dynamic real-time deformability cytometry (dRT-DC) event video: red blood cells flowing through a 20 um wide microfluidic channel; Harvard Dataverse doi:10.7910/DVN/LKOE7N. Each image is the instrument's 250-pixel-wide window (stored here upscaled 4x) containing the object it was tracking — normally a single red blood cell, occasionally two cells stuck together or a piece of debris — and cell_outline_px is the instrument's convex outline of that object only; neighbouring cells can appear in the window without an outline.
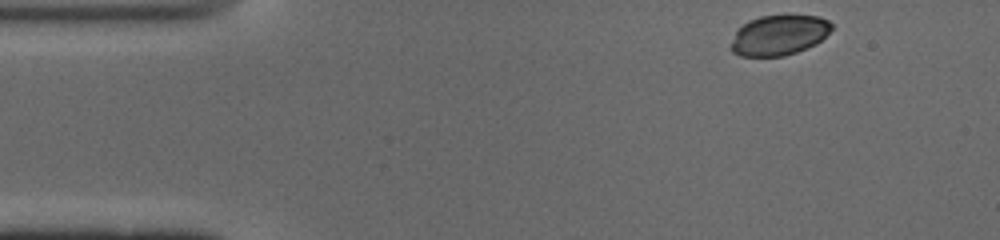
{"species": "common noctule bat (a hibernating species)", "species_latin": "Nyctalus noctula", "temperature_condition": "cold", "stored_images_in_passage": 46, "camera_frame_rate_fps": 3000, "um_per_image_px": 0.085, "animal": {"sex": "male", "body_mass_g": 19.0, "forearm_length_mm": 50.8}, "frame": {"image": 1, "passage_image": 1, "time_ms": 0.0, "image_size_px": [1000, 240], "cell_outline_px": [[832, 28], [816, 44], [796, 52], [784, 56], [740, 56], [732, 52], [732, 40], [736, 28], [748, 20], [760, 16], [788, 12], [820, 16], [828, 20], [832, 24]], "centroid_in_image_um": [66.21, 2.92], "position_along_channel_um": 18.8, "area_um2": 24.33}}
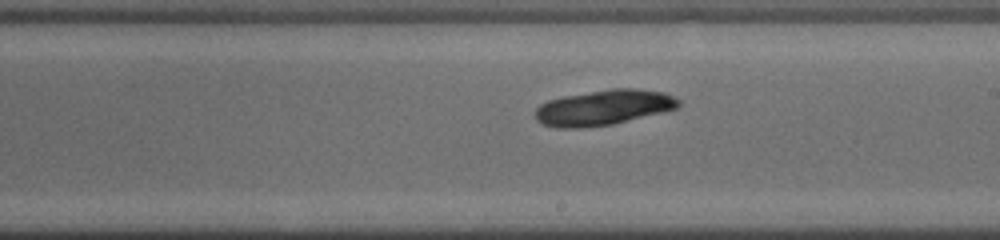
{"frame": {"image": 2, "passage_image": 24, "time_ms": 7.667, "image_size_px": [1000, 240], "cell_outline_px": [[680, 104], [676, 108], [612, 124], [580, 128], [560, 128], [544, 124], [536, 120], [536, 108], [540, 104], [548, 100], [564, 96], [612, 88], [636, 88], [664, 92], [680, 100]], "centroid_in_image_um": [51.29, 9.13], "position_along_channel_um": 237.7, "area_um2": 29.19}}
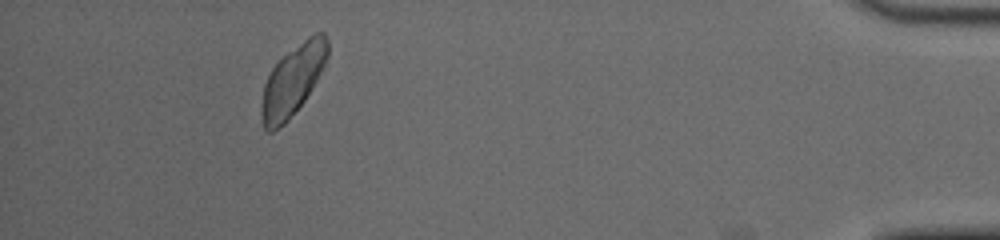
{"frame": {"image": 3, "passage_image": 42, "time_ms": 13.667, "image_size_px": [1000, 240], "cell_outline_px": [[328, 56], [312, 88], [304, 100], [288, 120], [284, 124], [272, 132], [268, 132], [264, 128], [260, 112], [264, 84], [272, 68], [288, 52], [308, 36], [316, 32], [324, 32], [328, 40]], "centroid_in_image_um": [24.87, 6.83], "position_along_channel_um": 410.3, "area_um2": 26.76}}